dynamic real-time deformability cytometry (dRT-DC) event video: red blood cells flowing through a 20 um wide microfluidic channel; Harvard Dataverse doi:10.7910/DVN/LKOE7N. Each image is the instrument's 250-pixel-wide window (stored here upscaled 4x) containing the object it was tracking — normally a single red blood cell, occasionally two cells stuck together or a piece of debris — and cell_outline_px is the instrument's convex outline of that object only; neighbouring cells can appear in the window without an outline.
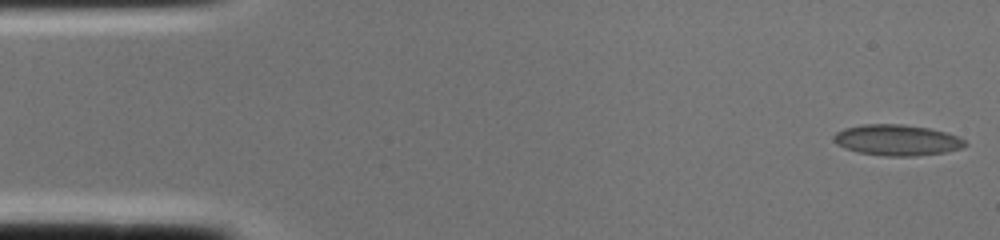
{"species": "common noctule bat (a hibernating species)", "species_latin": "Nyctalus noctula", "temperature_condition": "cold", "stored_images_in_passage": 2, "camera_frame_rate_fps": 3000, "um_per_image_px": 0.085, "animal": {"sex": "female", "body_mass_g": 22.0, "forearm_length_mm": 56.7}, "frame": {"image": 1, "passage_image": 1, "time_ms": 0.0, "image_size_px": [1000, 240], "cell_outline_px": [[968, 144], [960, 148], [944, 152], [916, 156], [884, 156], [860, 152], [844, 148], [836, 144], [832, 140], [832, 136], [836, 132], [844, 128], [864, 124], [900, 124], [928, 128], [948, 132], [964, 140]], "centroid_in_image_um": [76.21, 11.9], "position_along_channel_um": 8.8, "area_um2": 23.64}}
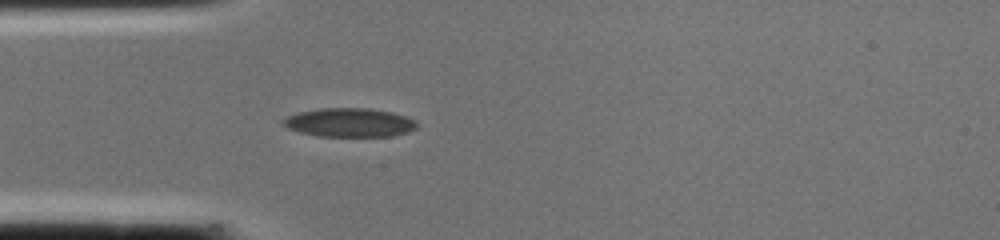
{"frame": {"image": 2, "passage_image": 2, "time_ms": 0.333, "image_size_px": [1000, 240], "cell_outline_px": [[416, 128], [408, 132], [392, 136], [320, 136], [300, 132], [288, 128], [280, 124], [280, 120], [296, 112], [320, 108], [368, 108], [392, 112], [416, 120]], "centroid_in_image_um": [29.66, 10.41], "position_along_channel_um": 55.3, "area_um2": 22.54}}